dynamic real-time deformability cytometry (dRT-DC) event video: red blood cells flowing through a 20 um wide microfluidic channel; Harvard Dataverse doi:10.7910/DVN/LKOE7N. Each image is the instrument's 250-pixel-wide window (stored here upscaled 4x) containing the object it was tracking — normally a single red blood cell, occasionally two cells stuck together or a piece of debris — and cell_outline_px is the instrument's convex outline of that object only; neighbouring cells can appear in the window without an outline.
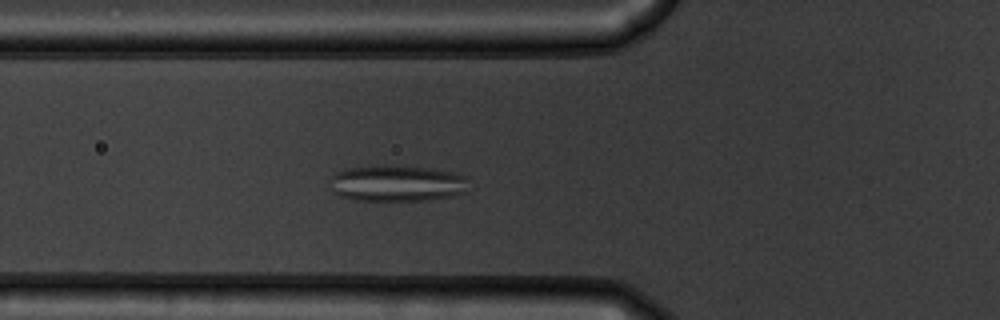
{"species": "common noctule bat (a hibernating species)", "species_latin": "Nyctalus noctula", "temperature_condition": "warm", "stored_images_in_passage": 41, "camera_frame_rate_fps": 3000, "um_per_image_px": 0.085, "animal": {"sex": "male", "body_mass_g": 19.5, "forearm_length_mm": 54.6}, "frame": {"image": 1, "passage_image": 6, "time_ms": 1.667, "image_size_px": [1000, 320], "cell_outline_px": [[468, 192], [428, 200], [356, 200], [340, 196], [336, 192], [328, 180], [336, 172], [348, 168], [380, 164], [388, 164], [428, 168], [452, 172], [468, 176]], "centroid_in_image_um": [33.77, 15.56], "position_along_channel_um": 92.0, "area_um2": 29.59}}
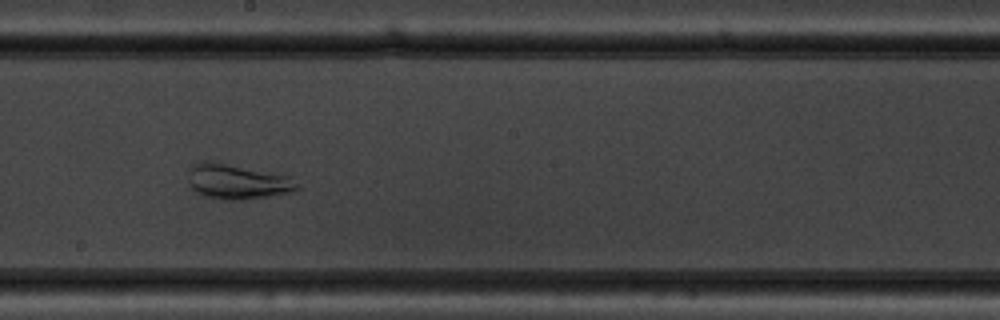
{"frame": {"image": 2, "passage_image": 17, "time_ms": 5.333, "image_size_px": [1000, 320], "cell_outline_px": [[300, 188], [292, 192], [244, 200], [220, 200], [204, 196], [196, 192], [192, 188], [188, 180], [192, 164], [200, 160], [208, 160], [288, 176], [300, 184]], "centroid_in_image_um": [20.15, 15.45], "position_along_channel_um": 228.1, "area_um2": 22.25}}
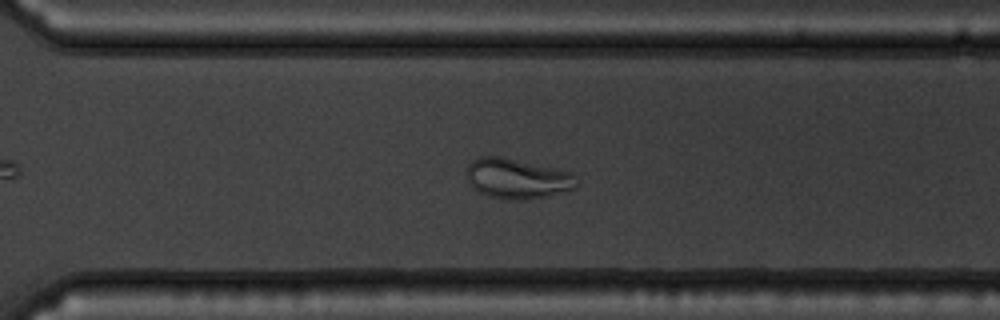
{"frame": {"image": 3, "passage_image": 25, "time_ms": 8.0, "image_size_px": [1000, 320], "cell_outline_px": [[576, 184], [572, 188], [544, 196], [528, 200], [504, 200], [488, 196], [472, 188], [468, 180], [468, 164], [472, 160], [480, 156], [500, 156], [572, 172]], "centroid_in_image_um": [43.89, 15.18], "position_along_channel_um": 326.7, "area_um2": 25.37}}